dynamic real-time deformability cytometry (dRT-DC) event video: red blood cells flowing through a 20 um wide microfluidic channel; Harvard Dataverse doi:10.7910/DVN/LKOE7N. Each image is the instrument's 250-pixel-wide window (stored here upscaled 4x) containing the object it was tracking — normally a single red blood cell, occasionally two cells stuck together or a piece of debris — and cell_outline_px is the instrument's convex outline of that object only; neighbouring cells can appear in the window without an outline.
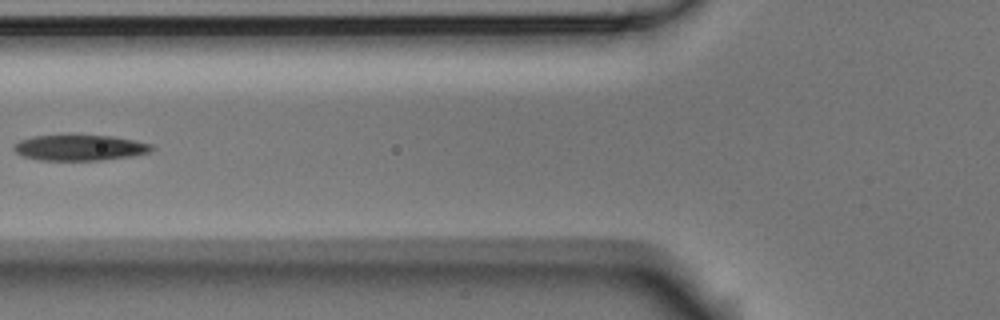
{"species": "Egyptian fruit bat (a non-hibernating species)", "species_latin": "Rousettus aegyptiacus", "temperature_condition": "room temperature", "stored_images_in_passage": 4, "camera_frame_rate_fps": 3000, "um_per_image_px": 0.085, "animal": {"sex": "male"}, "frame": {"image": 1, "passage_image": 3, "time_ms": 0.667, "image_size_px": [1000, 320], "cell_outline_px": [[152, 148], [148, 152], [132, 156], [100, 160], [40, 160], [24, 156], [16, 152], [12, 148], [20, 140], [32, 136], [112, 136], [152, 144]], "centroid_in_image_um": [6.76, 12.56], "position_along_channel_um": 119.0, "area_um2": 20.17}}
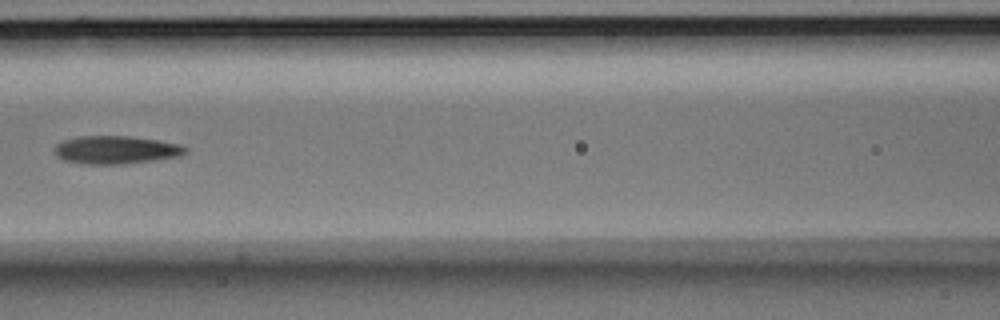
{"frame": {"image": 2, "passage_image": 4, "time_ms": 1.0, "image_size_px": [1000, 320], "cell_outline_px": [[188, 152], [180, 156], [152, 160], [120, 164], [84, 164], [64, 160], [56, 156], [52, 148], [56, 144], [64, 140], [80, 136], [132, 136], [180, 144], [188, 148]], "centroid_in_image_um": [9.83, 12.73], "position_along_channel_um": 156.8, "area_um2": 21.44}}